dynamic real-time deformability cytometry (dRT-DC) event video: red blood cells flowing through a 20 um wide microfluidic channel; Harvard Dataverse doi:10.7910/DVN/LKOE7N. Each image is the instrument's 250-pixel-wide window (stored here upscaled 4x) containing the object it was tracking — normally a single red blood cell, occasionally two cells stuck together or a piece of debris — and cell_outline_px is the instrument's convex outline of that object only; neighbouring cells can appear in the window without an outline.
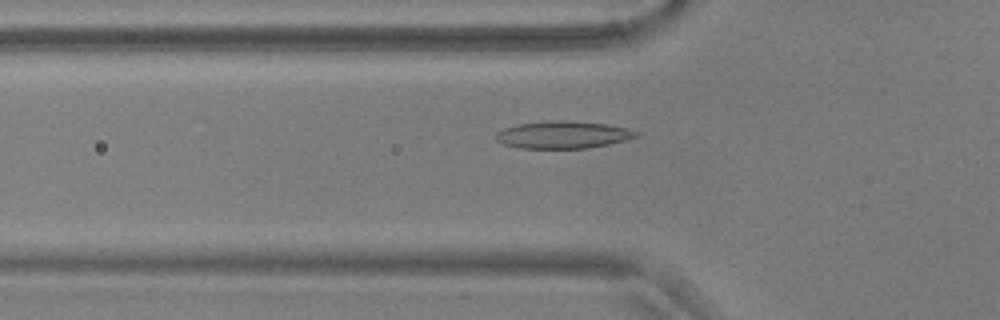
{"species": "common noctule bat (a hibernating species)", "species_latin": "Nyctalus noctula", "temperature_condition": "warm", "stored_images_in_passage": 55, "camera_frame_rate_fps": 3000, "um_per_image_px": 0.085, "animal": {"sex": "male", "body_mass_g": 17.9, "forearm_length_mm": 54.2}, "frame": {"image": 1, "passage_image": 19, "time_ms": 6.0, "image_size_px": [1000, 320], "cell_outline_px": [[640, 132], [636, 136], [624, 140], [608, 144], [588, 148], [520, 148], [504, 144], [496, 140], [496, 132], [504, 128], [516, 124], [548, 120], [564, 120], [604, 124], [624, 128]], "centroid_in_image_um": [47.79, 11.45], "position_along_channel_um": 78.0, "area_um2": 22.14}}
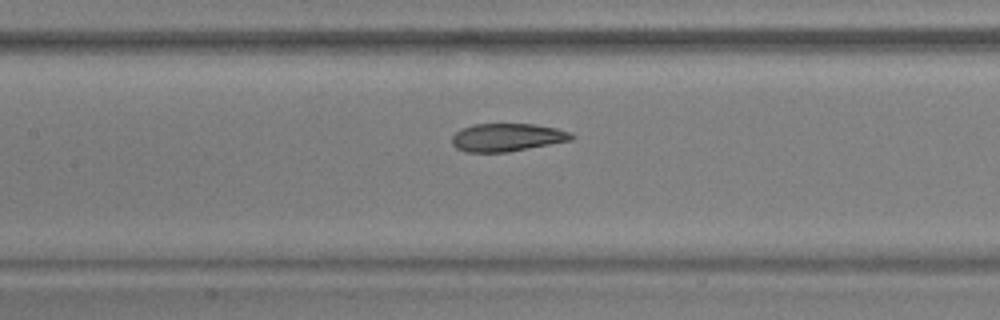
{"frame": {"image": 2, "passage_image": 26, "time_ms": 8.333, "image_size_px": [1000, 320], "cell_outline_px": [[576, 136], [572, 140], [508, 152], [464, 152], [456, 148], [452, 144], [452, 136], [460, 128], [472, 124], [532, 124], [556, 128], [572, 132]], "centroid_in_image_um": [43.09, 11.68], "position_along_channel_um": 164.3, "area_um2": 19.65}}
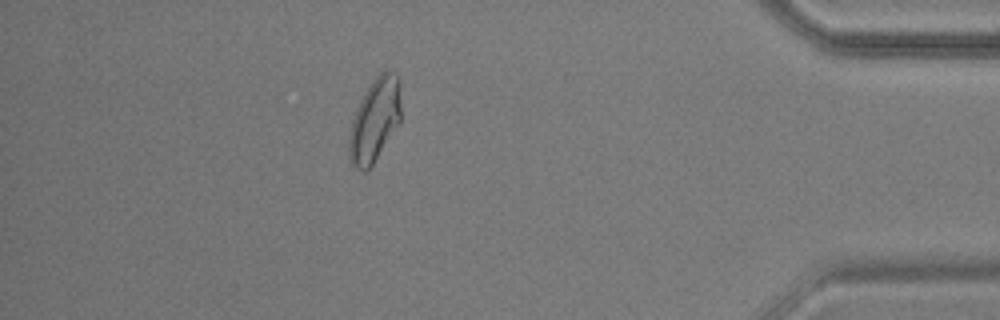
{"frame": {"image": 3, "passage_image": 49, "time_ms": 16.0, "image_size_px": [1000, 320], "cell_outline_px": [[400, 124], [372, 164], [364, 172], [352, 168], [348, 160], [348, 136], [352, 120], [356, 108], [364, 92], [372, 80], [384, 68], [400, 76]], "centroid_in_image_um": [31.84, 10.2], "position_along_channel_um": 403.4, "area_um2": 25.84}, "authors_computed_cell_mechanics": {"area_um2": 21.5594, "velocity_mm_per_s": 3.6549, "shape_relaxation_time_tau1_ms": 9.1973, "shape_relaxation_time_tau2_ms": 1.0145, "deformation_change_tau1": 0.267, "deformation_change_tau2": 0.0747}}